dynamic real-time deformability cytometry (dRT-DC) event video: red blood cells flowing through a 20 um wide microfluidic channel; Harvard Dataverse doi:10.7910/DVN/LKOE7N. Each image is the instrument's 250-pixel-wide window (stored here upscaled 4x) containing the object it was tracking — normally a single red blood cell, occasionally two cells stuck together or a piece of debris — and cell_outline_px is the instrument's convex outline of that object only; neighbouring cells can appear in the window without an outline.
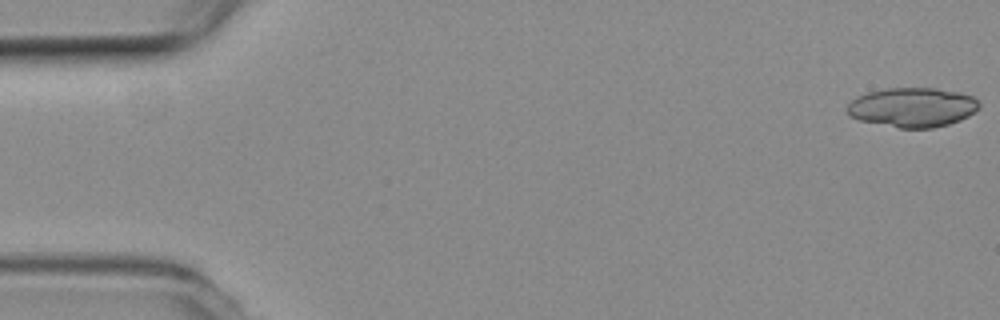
{"species": "common noctule bat (a hibernating species)", "species_latin": "Nyctalus noctula", "temperature_condition": "room temperature", "stored_images_in_passage": 18, "camera_frame_rate_fps": 3000, "um_per_image_px": 0.085, "animal": {"sex": "female", "body_mass_g": 19.3, "forearm_length_mm": 54.1}, "frame": {"image": 1, "passage_image": 1, "time_ms": 0.0, "image_size_px": [1000, 320], "cell_outline_px": [[980, 108], [968, 116], [960, 120], [948, 124], [932, 128], [900, 128], [860, 120], [848, 116], [848, 104], [856, 96], [868, 92], [884, 88], [936, 88], [960, 92], [972, 96], [980, 104]], "centroid_in_image_um": [77.56, 9.11], "position_along_channel_um": 7.4, "area_um2": 30.4}}